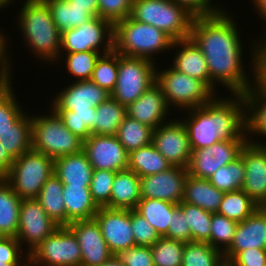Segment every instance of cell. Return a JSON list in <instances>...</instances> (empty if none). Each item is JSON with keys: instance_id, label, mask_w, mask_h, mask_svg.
Instances as JSON below:
<instances>
[{"instance_id": "obj_1", "label": "cell", "mask_w": 266, "mask_h": 266, "mask_svg": "<svg viewBox=\"0 0 266 266\" xmlns=\"http://www.w3.org/2000/svg\"><path fill=\"white\" fill-rule=\"evenodd\" d=\"M222 7L224 9L215 14L195 16L190 38L206 59L211 90L216 94V87L220 84L230 94H243L260 79H249L242 59L244 46L238 23H235L233 15L223 5Z\"/></svg>"}, {"instance_id": "obj_2", "label": "cell", "mask_w": 266, "mask_h": 266, "mask_svg": "<svg viewBox=\"0 0 266 266\" xmlns=\"http://www.w3.org/2000/svg\"><path fill=\"white\" fill-rule=\"evenodd\" d=\"M230 96L219 97L218 94L210 103L185 111L187 116L181 120L188 131L192 151L222 139L247 138L243 96Z\"/></svg>"}, {"instance_id": "obj_3", "label": "cell", "mask_w": 266, "mask_h": 266, "mask_svg": "<svg viewBox=\"0 0 266 266\" xmlns=\"http://www.w3.org/2000/svg\"><path fill=\"white\" fill-rule=\"evenodd\" d=\"M17 15L25 46L34 57L53 66L59 59L61 32L53 22L48 5L43 0H25Z\"/></svg>"}, {"instance_id": "obj_4", "label": "cell", "mask_w": 266, "mask_h": 266, "mask_svg": "<svg viewBox=\"0 0 266 266\" xmlns=\"http://www.w3.org/2000/svg\"><path fill=\"white\" fill-rule=\"evenodd\" d=\"M173 41L164 31L135 21L130 16L114 24L113 50L126 57L156 62L154 57L167 51L169 53Z\"/></svg>"}, {"instance_id": "obj_5", "label": "cell", "mask_w": 266, "mask_h": 266, "mask_svg": "<svg viewBox=\"0 0 266 266\" xmlns=\"http://www.w3.org/2000/svg\"><path fill=\"white\" fill-rule=\"evenodd\" d=\"M130 17L153 25L176 41L190 38L195 15L172 0H133Z\"/></svg>"}, {"instance_id": "obj_6", "label": "cell", "mask_w": 266, "mask_h": 266, "mask_svg": "<svg viewBox=\"0 0 266 266\" xmlns=\"http://www.w3.org/2000/svg\"><path fill=\"white\" fill-rule=\"evenodd\" d=\"M48 113L49 115H31L32 150L43 153L53 160L83 151V140L64 125L52 108H49Z\"/></svg>"}, {"instance_id": "obj_7", "label": "cell", "mask_w": 266, "mask_h": 266, "mask_svg": "<svg viewBox=\"0 0 266 266\" xmlns=\"http://www.w3.org/2000/svg\"><path fill=\"white\" fill-rule=\"evenodd\" d=\"M157 68L159 67L156 66V83L160 86L170 109L175 107L182 112L202 107L217 96L203 81L181 73L171 66L165 70Z\"/></svg>"}, {"instance_id": "obj_8", "label": "cell", "mask_w": 266, "mask_h": 266, "mask_svg": "<svg viewBox=\"0 0 266 266\" xmlns=\"http://www.w3.org/2000/svg\"><path fill=\"white\" fill-rule=\"evenodd\" d=\"M54 174V160L30 150L14 159L4 179L21 199H36L42 186Z\"/></svg>"}, {"instance_id": "obj_9", "label": "cell", "mask_w": 266, "mask_h": 266, "mask_svg": "<svg viewBox=\"0 0 266 266\" xmlns=\"http://www.w3.org/2000/svg\"><path fill=\"white\" fill-rule=\"evenodd\" d=\"M156 63L118 53L117 82L111 97L126 107L136 101L156 82Z\"/></svg>"}, {"instance_id": "obj_10", "label": "cell", "mask_w": 266, "mask_h": 266, "mask_svg": "<svg viewBox=\"0 0 266 266\" xmlns=\"http://www.w3.org/2000/svg\"><path fill=\"white\" fill-rule=\"evenodd\" d=\"M113 35L114 25L111 22L99 16L93 17L87 23L61 33L60 53H110L113 51Z\"/></svg>"}, {"instance_id": "obj_11", "label": "cell", "mask_w": 266, "mask_h": 266, "mask_svg": "<svg viewBox=\"0 0 266 266\" xmlns=\"http://www.w3.org/2000/svg\"><path fill=\"white\" fill-rule=\"evenodd\" d=\"M33 266H81V248L67 226L58 227L30 254Z\"/></svg>"}, {"instance_id": "obj_12", "label": "cell", "mask_w": 266, "mask_h": 266, "mask_svg": "<svg viewBox=\"0 0 266 266\" xmlns=\"http://www.w3.org/2000/svg\"><path fill=\"white\" fill-rule=\"evenodd\" d=\"M247 138L222 139L209 147L194 149L187 167L188 175L209 179L219 168L240 157Z\"/></svg>"}, {"instance_id": "obj_13", "label": "cell", "mask_w": 266, "mask_h": 266, "mask_svg": "<svg viewBox=\"0 0 266 266\" xmlns=\"http://www.w3.org/2000/svg\"><path fill=\"white\" fill-rule=\"evenodd\" d=\"M58 227L36 199L21 200L17 240L29 255L43 240ZM28 246H26V245ZM24 245V247H23Z\"/></svg>"}, {"instance_id": "obj_14", "label": "cell", "mask_w": 266, "mask_h": 266, "mask_svg": "<svg viewBox=\"0 0 266 266\" xmlns=\"http://www.w3.org/2000/svg\"><path fill=\"white\" fill-rule=\"evenodd\" d=\"M152 144L172 166L188 167L192 150L181 118L168 119V122L154 129Z\"/></svg>"}, {"instance_id": "obj_15", "label": "cell", "mask_w": 266, "mask_h": 266, "mask_svg": "<svg viewBox=\"0 0 266 266\" xmlns=\"http://www.w3.org/2000/svg\"><path fill=\"white\" fill-rule=\"evenodd\" d=\"M83 152L94 170L118 172L128 167L129 153L116 135L91 134L83 141Z\"/></svg>"}, {"instance_id": "obj_16", "label": "cell", "mask_w": 266, "mask_h": 266, "mask_svg": "<svg viewBox=\"0 0 266 266\" xmlns=\"http://www.w3.org/2000/svg\"><path fill=\"white\" fill-rule=\"evenodd\" d=\"M94 219L99 224L113 255L117 256L120 252L136 246L131 228V210L100 207Z\"/></svg>"}, {"instance_id": "obj_17", "label": "cell", "mask_w": 266, "mask_h": 266, "mask_svg": "<svg viewBox=\"0 0 266 266\" xmlns=\"http://www.w3.org/2000/svg\"><path fill=\"white\" fill-rule=\"evenodd\" d=\"M240 157L246 172L241 189L259 207H266V144L247 141Z\"/></svg>"}, {"instance_id": "obj_18", "label": "cell", "mask_w": 266, "mask_h": 266, "mask_svg": "<svg viewBox=\"0 0 266 266\" xmlns=\"http://www.w3.org/2000/svg\"><path fill=\"white\" fill-rule=\"evenodd\" d=\"M187 168L171 166L158 174L140 178L141 199H160L174 204L183 200Z\"/></svg>"}, {"instance_id": "obj_19", "label": "cell", "mask_w": 266, "mask_h": 266, "mask_svg": "<svg viewBox=\"0 0 266 266\" xmlns=\"http://www.w3.org/2000/svg\"><path fill=\"white\" fill-rule=\"evenodd\" d=\"M67 85L63 90L55 93L50 108L67 109L73 112L91 111V107L96 108L111 96L91 80L71 81V84Z\"/></svg>"}, {"instance_id": "obj_20", "label": "cell", "mask_w": 266, "mask_h": 266, "mask_svg": "<svg viewBox=\"0 0 266 266\" xmlns=\"http://www.w3.org/2000/svg\"><path fill=\"white\" fill-rule=\"evenodd\" d=\"M67 227L81 248V266H100L113 256L94 218L73 221Z\"/></svg>"}, {"instance_id": "obj_21", "label": "cell", "mask_w": 266, "mask_h": 266, "mask_svg": "<svg viewBox=\"0 0 266 266\" xmlns=\"http://www.w3.org/2000/svg\"><path fill=\"white\" fill-rule=\"evenodd\" d=\"M251 248L266 249V207H259L238 223L233 241L223 253L225 263L228 264L240 251Z\"/></svg>"}, {"instance_id": "obj_22", "label": "cell", "mask_w": 266, "mask_h": 266, "mask_svg": "<svg viewBox=\"0 0 266 266\" xmlns=\"http://www.w3.org/2000/svg\"><path fill=\"white\" fill-rule=\"evenodd\" d=\"M127 116L150 126L158 128L170 115V107L160 86L155 82L136 101L126 107Z\"/></svg>"}, {"instance_id": "obj_23", "label": "cell", "mask_w": 266, "mask_h": 266, "mask_svg": "<svg viewBox=\"0 0 266 266\" xmlns=\"http://www.w3.org/2000/svg\"><path fill=\"white\" fill-rule=\"evenodd\" d=\"M242 96L245 106V135L247 140L257 144H266L264 142L266 138V78L263 76ZM253 134L259 139H254Z\"/></svg>"}, {"instance_id": "obj_24", "label": "cell", "mask_w": 266, "mask_h": 266, "mask_svg": "<svg viewBox=\"0 0 266 266\" xmlns=\"http://www.w3.org/2000/svg\"><path fill=\"white\" fill-rule=\"evenodd\" d=\"M172 67L177 71L184 73L192 78L203 81L211 89V80L206 59L200 48L191 39L173 41Z\"/></svg>"}, {"instance_id": "obj_25", "label": "cell", "mask_w": 266, "mask_h": 266, "mask_svg": "<svg viewBox=\"0 0 266 266\" xmlns=\"http://www.w3.org/2000/svg\"><path fill=\"white\" fill-rule=\"evenodd\" d=\"M93 170L83 151L54 160V175L62 184L90 187Z\"/></svg>"}, {"instance_id": "obj_26", "label": "cell", "mask_w": 266, "mask_h": 266, "mask_svg": "<svg viewBox=\"0 0 266 266\" xmlns=\"http://www.w3.org/2000/svg\"><path fill=\"white\" fill-rule=\"evenodd\" d=\"M224 192L212 185L209 179L187 176L184 182L183 202L210 213L219 210Z\"/></svg>"}, {"instance_id": "obj_27", "label": "cell", "mask_w": 266, "mask_h": 266, "mask_svg": "<svg viewBox=\"0 0 266 266\" xmlns=\"http://www.w3.org/2000/svg\"><path fill=\"white\" fill-rule=\"evenodd\" d=\"M140 200V177L129 169L116 172L106 208L133 210Z\"/></svg>"}, {"instance_id": "obj_28", "label": "cell", "mask_w": 266, "mask_h": 266, "mask_svg": "<svg viewBox=\"0 0 266 266\" xmlns=\"http://www.w3.org/2000/svg\"><path fill=\"white\" fill-rule=\"evenodd\" d=\"M66 226L77 220L93 219L99 207L93 201L89 187L63 184Z\"/></svg>"}, {"instance_id": "obj_29", "label": "cell", "mask_w": 266, "mask_h": 266, "mask_svg": "<svg viewBox=\"0 0 266 266\" xmlns=\"http://www.w3.org/2000/svg\"><path fill=\"white\" fill-rule=\"evenodd\" d=\"M43 1L48 5L53 22L61 33L98 16L90 7L73 6L68 0Z\"/></svg>"}, {"instance_id": "obj_30", "label": "cell", "mask_w": 266, "mask_h": 266, "mask_svg": "<svg viewBox=\"0 0 266 266\" xmlns=\"http://www.w3.org/2000/svg\"><path fill=\"white\" fill-rule=\"evenodd\" d=\"M21 199L10 184L0 178V233L4 237H16L18 233Z\"/></svg>"}, {"instance_id": "obj_31", "label": "cell", "mask_w": 266, "mask_h": 266, "mask_svg": "<svg viewBox=\"0 0 266 266\" xmlns=\"http://www.w3.org/2000/svg\"><path fill=\"white\" fill-rule=\"evenodd\" d=\"M172 165L154 147L152 143L129 153L128 167L140 178L158 174L169 169Z\"/></svg>"}, {"instance_id": "obj_32", "label": "cell", "mask_w": 266, "mask_h": 266, "mask_svg": "<svg viewBox=\"0 0 266 266\" xmlns=\"http://www.w3.org/2000/svg\"><path fill=\"white\" fill-rule=\"evenodd\" d=\"M36 200L55 223L59 226H66L63 184L56 175L53 174L45 182Z\"/></svg>"}, {"instance_id": "obj_33", "label": "cell", "mask_w": 266, "mask_h": 266, "mask_svg": "<svg viewBox=\"0 0 266 266\" xmlns=\"http://www.w3.org/2000/svg\"><path fill=\"white\" fill-rule=\"evenodd\" d=\"M28 114L31 113H25L0 136L1 145L13 159L32 149V122Z\"/></svg>"}, {"instance_id": "obj_34", "label": "cell", "mask_w": 266, "mask_h": 266, "mask_svg": "<svg viewBox=\"0 0 266 266\" xmlns=\"http://www.w3.org/2000/svg\"><path fill=\"white\" fill-rule=\"evenodd\" d=\"M126 116V106L110 96L96 107L95 126L91 129V134L116 135L118 127Z\"/></svg>"}, {"instance_id": "obj_35", "label": "cell", "mask_w": 266, "mask_h": 266, "mask_svg": "<svg viewBox=\"0 0 266 266\" xmlns=\"http://www.w3.org/2000/svg\"><path fill=\"white\" fill-rule=\"evenodd\" d=\"M177 206L178 204L160 199H141L134 210L155 228L160 237H163L168 232L172 212Z\"/></svg>"}, {"instance_id": "obj_36", "label": "cell", "mask_w": 266, "mask_h": 266, "mask_svg": "<svg viewBox=\"0 0 266 266\" xmlns=\"http://www.w3.org/2000/svg\"><path fill=\"white\" fill-rule=\"evenodd\" d=\"M153 128L126 116L118 127L117 138L128 153L152 143Z\"/></svg>"}, {"instance_id": "obj_37", "label": "cell", "mask_w": 266, "mask_h": 266, "mask_svg": "<svg viewBox=\"0 0 266 266\" xmlns=\"http://www.w3.org/2000/svg\"><path fill=\"white\" fill-rule=\"evenodd\" d=\"M258 208L259 206L240 189L224 193L217 213L240 223Z\"/></svg>"}, {"instance_id": "obj_38", "label": "cell", "mask_w": 266, "mask_h": 266, "mask_svg": "<svg viewBox=\"0 0 266 266\" xmlns=\"http://www.w3.org/2000/svg\"><path fill=\"white\" fill-rule=\"evenodd\" d=\"M223 253L206 242H187L184 246L182 266H224Z\"/></svg>"}, {"instance_id": "obj_39", "label": "cell", "mask_w": 266, "mask_h": 266, "mask_svg": "<svg viewBox=\"0 0 266 266\" xmlns=\"http://www.w3.org/2000/svg\"><path fill=\"white\" fill-rule=\"evenodd\" d=\"M102 54L94 51H81L74 53H60L54 65L60 64L59 60L65 58L66 73L74 77V81L91 80L96 62Z\"/></svg>"}, {"instance_id": "obj_40", "label": "cell", "mask_w": 266, "mask_h": 266, "mask_svg": "<svg viewBox=\"0 0 266 266\" xmlns=\"http://www.w3.org/2000/svg\"><path fill=\"white\" fill-rule=\"evenodd\" d=\"M12 84L13 81L0 83V136L26 113L17 100Z\"/></svg>"}, {"instance_id": "obj_41", "label": "cell", "mask_w": 266, "mask_h": 266, "mask_svg": "<svg viewBox=\"0 0 266 266\" xmlns=\"http://www.w3.org/2000/svg\"><path fill=\"white\" fill-rule=\"evenodd\" d=\"M178 206L186 217L187 225L190 227L192 241L210 244L212 213L183 201Z\"/></svg>"}, {"instance_id": "obj_42", "label": "cell", "mask_w": 266, "mask_h": 266, "mask_svg": "<svg viewBox=\"0 0 266 266\" xmlns=\"http://www.w3.org/2000/svg\"><path fill=\"white\" fill-rule=\"evenodd\" d=\"M244 161L241 157L227 166L219 168L210 178L212 185L224 193L237 191L242 188L245 177Z\"/></svg>"}, {"instance_id": "obj_43", "label": "cell", "mask_w": 266, "mask_h": 266, "mask_svg": "<svg viewBox=\"0 0 266 266\" xmlns=\"http://www.w3.org/2000/svg\"><path fill=\"white\" fill-rule=\"evenodd\" d=\"M118 75V53L114 50L103 54L96 62L91 81L110 94L113 92Z\"/></svg>"}, {"instance_id": "obj_44", "label": "cell", "mask_w": 266, "mask_h": 266, "mask_svg": "<svg viewBox=\"0 0 266 266\" xmlns=\"http://www.w3.org/2000/svg\"><path fill=\"white\" fill-rule=\"evenodd\" d=\"M185 243L166 237L151 246L154 266H182Z\"/></svg>"}, {"instance_id": "obj_45", "label": "cell", "mask_w": 266, "mask_h": 266, "mask_svg": "<svg viewBox=\"0 0 266 266\" xmlns=\"http://www.w3.org/2000/svg\"><path fill=\"white\" fill-rule=\"evenodd\" d=\"M62 119L64 125L77 137L85 141L91 135V129L95 126L96 108L91 111L73 112L67 109H53Z\"/></svg>"}, {"instance_id": "obj_46", "label": "cell", "mask_w": 266, "mask_h": 266, "mask_svg": "<svg viewBox=\"0 0 266 266\" xmlns=\"http://www.w3.org/2000/svg\"><path fill=\"white\" fill-rule=\"evenodd\" d=\"M238 223L218 213H212L210 245L224 253L233 241Z\"/></svg>"}, {"instance_id": "obj_47", "label": "cell", "mask_w": 266, "mask_h": 266, "mask_svg": "<svg viewBox=\"0 0 266 266\" xmlns=\"http://www.w3.org/2000/svg\"><path fill=\"white\" fill-rule=\"evenodd\" d=\"M115 175L114 171L93 170L89 188L93 201L99 208L106 207L110 202Z\"/></svg>"}, {"instance_id": "obj_48", "label": "cell", "mask_w": 266, "mask_h": 266, "mask_svg": "<svg viewBox=\"0 0 266 266\" xmlns=\"http://www.w3.org/2000/svg\"><path fill=\"white\" fill-rule=\"evenodd\" d=\"M131 228L136 246L151 247L160 238L155 228L134 209L131 210Z\"/></svg>"}, {"instance_id": "obj_49", "label": "cell", "mask_w": 266, "mask_h": 266, "mask_svg": "<svg viewBox=\"0 0 266 266\" xmlns=\"http://www.w3.org/2000/svg\"><path fill=\"white\" fill-rule=\"evenodd\" d=\"M133 0H98V16L113 25L131 14Z\"/></svg>"}, {"instance_id": "obj_50", "label": "cell", "mask_w": 266, "mask_h": 266, "mask_svg": "<svg viewBox=\"0 0 266 266\" xmlns=\"http://www.w3.org/2000/svg\"><path fill=\"white\" fill-rule=\"evenodd\" d=\"M163 237L184 243L192 242L190 227L187 225L186 217L179 206L173 210L168 232Z\"/></svg>"}, {"instance_id": "obj_51", "label": "cell", "mask_w": 266, "mask_h": 266, "mask_svg": "<svg viewBox=\"0 0 266 266\" xmlns=\"http://www.w3.org/2000/svg\"><path fill=\"white\" fill-rule=\"evenodd\" d=\"M117 256L125 266H154L151 247L133 246Z\"/></svg>"}, {"instance_id": "obj_52", "label": "cell", "mask_w": 266, "mask_h": 266, "mask_svg": "<svg viewBox=\"0 0 266 266\" xmlns=\"http://www.w3.org/2000/svg\"><path fill=\"white\" fill-rule=\"evenodd\" d=\"M259 38L253 41L254 44H251L252 48L250 50V59H252V62L250 63L251 68L249 67V69L253 73H250L251 75H253L251 76L252 79H261L264 76V73L266 72V32L264 37H262L261 35V37Z\"/></svg>"}, {"instance_id": "obj_53", "label": "cell", "mask_w": 266, "mask_h": 266, "mask_svg": "<svg viewBox=\"0 0 266 266\" xmlns=\"http://www.w3.org/2000/svg\"><path fill=\"white\" fill-rule=\"evenodd\" d=\"M229 266H266V249L251 248L240 251Z\"/></svg>"}, {"instance_id": "obj_54", "label": "cell", "mask_w": 266, "mask_h": 266, "mask_svg": "<svg viewBox=\"0 0 266 266\" xmlns=\"http://www.w3.org/2000/svg\"><path fill=\"white\" fill-rule=\"evenodd\" d=\"M22 252L23 249L16 237L3 236L0 239V260H26L29 255L25 251Z\"/></svg>"}, {"instance_id": "obj_55", "label": "cell", "mask_w": 266, "mask_h": 266, "mask_svg": "<svg viewBox=\"0 0 266 266\" xmlns=\"http://www.w3.org/2000/svg\"><path fill=\"white\" fill-rule=\"evenodd\" d=\"M172 1L175 2L176 4L185 6L195 16L211 15L223 10L222 7L217 6V2L214 5L215 1L213 0H172Z\"/></svg>"}, {"instance_id": "obj_56", "label": "cell", "mask_w": 266, "mask_h": 266, "mask_svg": "<svg viewBox=\"0 0 266 266\" xmlns=\"http://www.w3.org/2000/svg\"><path fill=\"white\" fill-rule=\"evenodd\" d=\"M0 83H7L12 81V73L11 69L13 65H11V57H9V39H7L8 35H5L0 29ZM8 42V43H7ZM8 47V48H7Z\"/></svg>"}, {"instance_id": "obj_57", "label": "cell", "mask_w": 266, "mask_h": 266, "mask_svg": "<svg viewBox=\"0 0 266 266\" xmlns=\"http://www.w3.org/2000/svg\"><path fill=\"white\" fill-rule=\"evenodd\" d=\"M14 159L6 152L0 143V178H4L11 169Z\"/></svg>"}, {"instance_id": "obj_58", "label": "cell", "mask_w": 266, "mask_h": 266, "mask_svg": "<svg viewBox=\"0 0 266 266\" xmlns=\"http://www.w3.org/2000/svg\"><path fill=\"white\" fill-rule=\"evenodd\" d=\"M73 6L90 7L98 15V0H68Z\"/></svg>"}, {"instance_id": "obj_59", "label": "cell", "mask_w": 266, "mask_h": 266, "mask_svg": "<svg viewBox=\"0 0 266 266\" xmlns=\"http://www.w3.org/2000/svg\"><path fill=\"white\" fill-rule=\"evenodd\" d=\"M252 4L254 5V8L259 14L261 20H266V0H251Z\"/></svg>"}, {"instance_id": "obj_60", "label": "cell", "mask_w": 266, "mask_h": 266, "mask_svg": "<svg viewBox=\"0 0 266 266\" xmlns=\"http://www.w3.org/2000/svg\"><path fill=\"white\" fill-rule=\"evenodd\" d=\"M100 266H125V265L121 262L118 256L113 255L108 261L101 264Z\"/></svg>"}, {"instance_id": "obj_61", "label": "cell", "mask_w": 266, "mask_h": 266, "mask_svg": "<svg viewBox=\"0 0 266 266\" xmlns=\"http://www.w3.org/2000/svg\"><path fill=\"white\" fill-rule=\"evenodd\" d=\"M24 260H0V266H17Z\"/></svg>"}, {"instance_id": "obj_62", "label": "cell", "mask_w": 266, "mask_h": 266, "mask_svg": "<svg viewBox=\"0 0 266 266\" xmlns=\"http://www.w3.org/2000/svg\"><path fill=\"white\" fill-rule=\"evenodd\" d=\"M14 1L15 0H0V9H6V7H9V5H11V3H13Z\"/></svg>"}, {"instance_id": "obj_63", "label": "cell", "mask_w": 266, "mask_h": 266, "mask_svg": "<svg viewBox=\"0 0 266 266\" xmlns=\"http://www.w3.org/2000/svg\"><path fill=\"white\" fill-rule=\"evenodd\" d=\"M17 266H33L32 265V262L29 258V256L26 258V261L24 260L20 265H17Z\"/></svg>"}]
</instances>
